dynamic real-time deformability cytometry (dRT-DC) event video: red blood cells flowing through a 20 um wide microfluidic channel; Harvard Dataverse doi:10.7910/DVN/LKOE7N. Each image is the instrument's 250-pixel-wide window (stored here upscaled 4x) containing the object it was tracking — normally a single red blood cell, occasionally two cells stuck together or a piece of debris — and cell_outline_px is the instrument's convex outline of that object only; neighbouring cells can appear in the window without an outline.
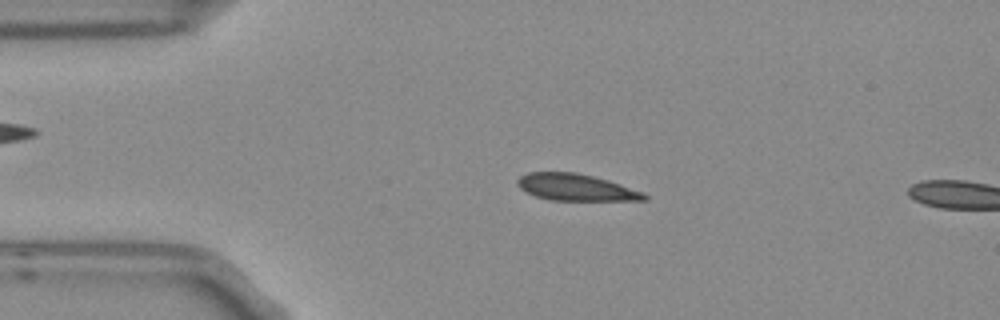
{"species": "Egyptian fruit bat (a non-hibernating species)", "species_latin": "Rousettus aegyptiacus", "temperature_condition": "room temperature", "stored_images_in_passage": 4, "camera_frame_rate_fps": 3000, "um_per_image_px": 0.085, "frame": {"image": 1, "passage_image": 3, "time_ms": 0.667, "image_size_px": [1000, 320], "cell_outline_px": [[648, 200], [548, 200], [536, 196], [520, 188], [516, 184], [516, 180], [520, 176], [528, 172], [576, 172], [608, 180], [644, 192], [648, 196]], "centroid_in_image_um": [48.94, 15.92], "position_along_channel_um": 36.1, "area_um2": 19.71}}